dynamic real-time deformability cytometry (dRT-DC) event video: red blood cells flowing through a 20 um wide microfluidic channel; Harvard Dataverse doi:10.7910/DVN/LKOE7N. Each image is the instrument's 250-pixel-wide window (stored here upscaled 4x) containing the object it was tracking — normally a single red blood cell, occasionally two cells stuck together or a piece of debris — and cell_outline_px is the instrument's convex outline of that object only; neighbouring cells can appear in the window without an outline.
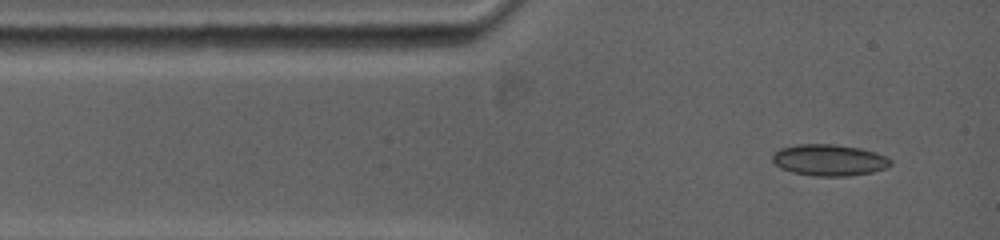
{"species": "common noctule bat (a hibernating species)", "species_latin": "Nyctalus noctula", "temperature_condition": "warm", "stored_images_in_passage": 11, "camera_frame_rate_fps": 5000, "um_per_image_px": 0.085, "animal": {"sex": "female", "body_mass_g": 19.0, "forearm_length_mm": 53.3}, "frame": {"image": 1, "passage_image": 1, "time_ms": 0.0, "image_size_px": [1000, 240], "cell_outline_px": [[892, 164], [884, 168], [872, 172], [848, 176], [816, 176], [792, 172], [780, 168], [772, 160], [772, 152], [780, 148], [800, 144], [836, 144], [860, 148], [876, 152], [892, 160]], "centroid_in_image_um": [70.46, 13.6], "position_along_channel_um": 14.5, "area_um2": 21.68}}
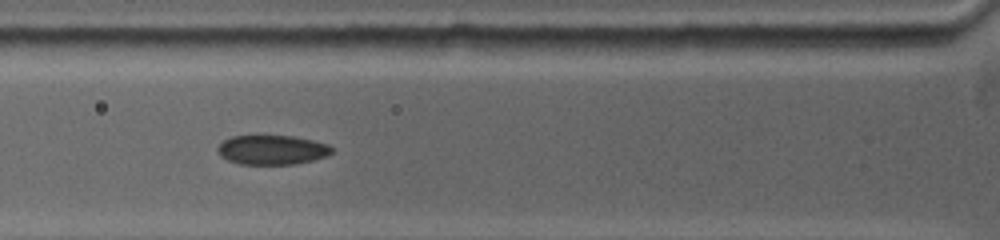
{"frame": {"image": 2, "passage_image": 7, "time_ms": 3.0, "image_size_px": [1000, 240], "cell_outline_px": [[332, 152], [328, 156], [312, 160], [292, 164], [240, 164], [228, 160], [220, 156], [216, 152], [216, 148], [224, 140], [232, 136], [292, 136], [312, 140], [328, 144], [332, 148]], "centroid_in_image_um": [23.1, 12.74], "position_along_channel_um": 102.7, "area_um2": 19.54}}
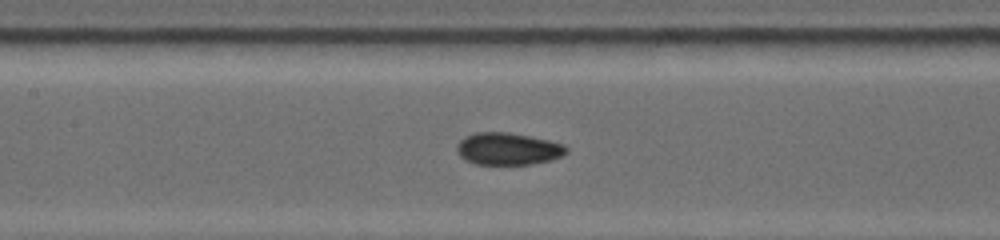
{"frame": {"image": 3, "passage_image": 10, "time_ms": 4.6, "image_size_px": [1000, 240], "cell_outline_px": [[568, 152], [552, 160], [528, 164], [476, 164], [464, 160], [456, 152], [456, 144], [464, 136], [476, 132], [508, 132], [548, 140], [564, 144], [568, 148]], "centroid_in_image_um": [43.14, 12.65], "position_along_channel_um": 164.3, "area_um2": 20.63}}